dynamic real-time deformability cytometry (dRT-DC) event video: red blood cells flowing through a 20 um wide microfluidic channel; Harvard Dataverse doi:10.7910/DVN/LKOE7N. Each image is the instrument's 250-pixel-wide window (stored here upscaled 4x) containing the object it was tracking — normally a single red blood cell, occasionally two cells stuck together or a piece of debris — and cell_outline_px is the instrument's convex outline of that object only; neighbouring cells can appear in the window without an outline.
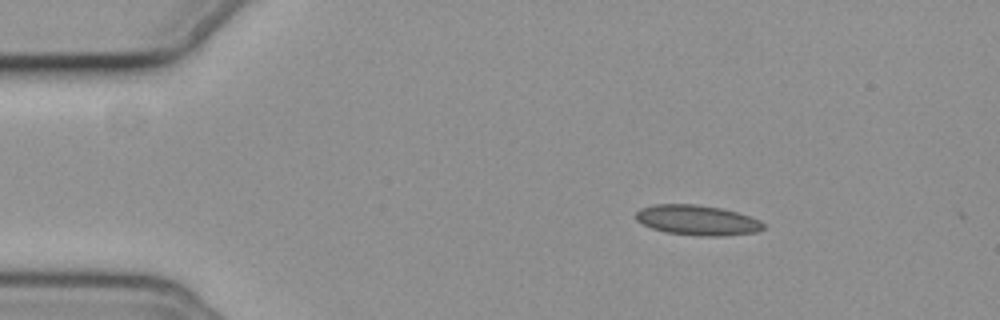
{"species": "common noctule bat (a hibernating species)", "species_latin": "Nyctalus noctula", "temperature_condition": "cold", "stored_images_in_passage": 7, "camera_frame_rate_fps": 3000, "um_per_image_px": 0.085, "animal": {"sex": "female", "body_mass_g": 19.3, "forearm_length_mm": 54.1}, "frame": {"image": 1, "passage_image": 1, "time_ms": 0.0, "image_size_px": [1000, 320], "cell_outline_px": [[764, 228], [756, 232], [724, 236], [700, 236], [668, 232], [652, 228], [636, 220], [636, 212], [640, 208], [656, 204], [696, 204], [720, 208], [736, 212], [760, 220], [764, 224]], "centroid_in_image_um": [59.27, 18.71], "position_along_channel_um": 25.7, "area_um2": 22.2}}